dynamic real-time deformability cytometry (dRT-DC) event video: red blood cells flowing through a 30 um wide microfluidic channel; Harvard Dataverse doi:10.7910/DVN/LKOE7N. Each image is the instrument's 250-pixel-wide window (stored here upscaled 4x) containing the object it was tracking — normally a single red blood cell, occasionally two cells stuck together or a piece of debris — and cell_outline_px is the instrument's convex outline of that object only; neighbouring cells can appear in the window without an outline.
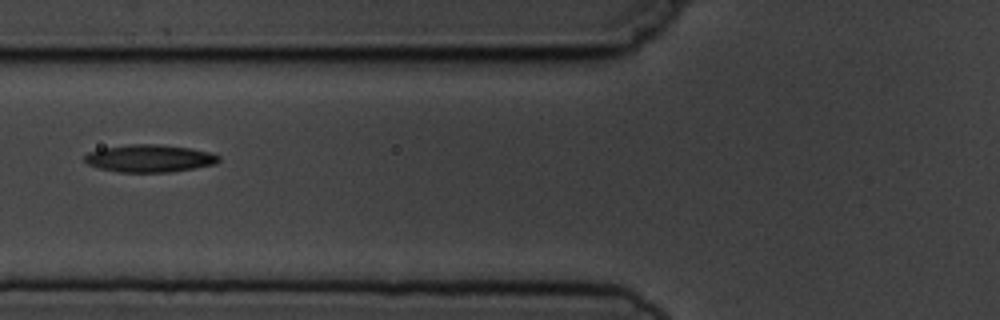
{"species": "common noctule bat (a hibernating species)", "species_latin": "Nyctalus noctula", "temperature_condition": "cold", "stored_images_in_passage": 9, "camera_frame_rate_fps": 3000, "um_per_image_px": 0.085, "animal": {"sex": "male", "body_mass_g": 19.5, "forearm_length_mm": 54.6}, "frame": {"image": 1, "passage_image": 6, "time_ms": 6.0, "image_size_px": [1000, 320], "cell_outline_px": [[220, 160], [216, 164], [168, 172], [120, 172], [96, 168], [88, 164], [84, 160], [84, 156], [88, 152], [104, 148], [132, 144], [160, 144], [192, 148], [212, 152], [220, 156]], "centroid_in_image_um": [12.72, 13.46], "position_along_channel_um": 113.1, "area_um2": 21.56}}
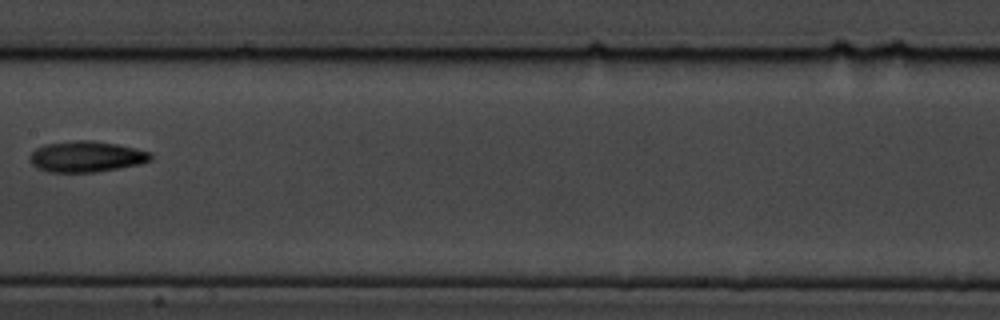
{"frame": {"image": 2, "passage_image": 8, "time_ms": 8.333, "image_size_px": [1000, 320], "cell_outline_px": [[152, 160], [140, 164], [96, 172], [48, 172], [36, 168], [28, 160], [28, 156], [36, 148], [44, 144], [72, 140], [92, 140], [116, 144], [136, 148], [148, 152], [152, 156]], "centroid_in_image_um": [7.29, 13.31], "position_along_channel_um": 200.1, "area_um2": 21.96}}
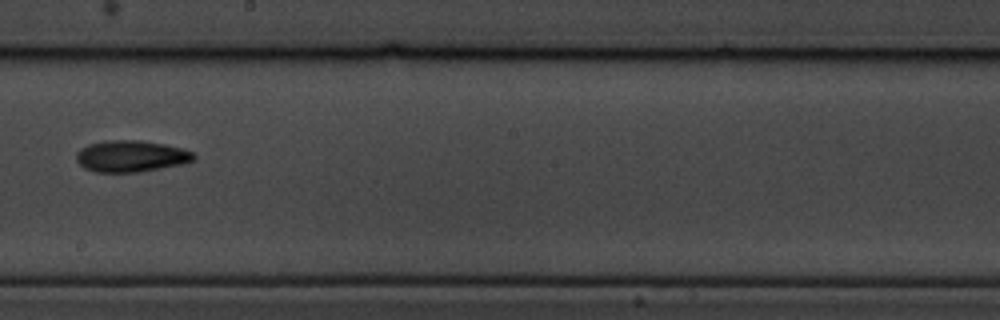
{"frame": {"image": 3, "passage_image": 9, "time_ms": 9.333, "image_size_px": [1000, 320], "cell_outline_px": [[196, 160], [184, 164], [136, 172], [96, 172], [84, 168], [76, 160], [76, 152], [80, 148], [88, 144], [112, 140], [140, 140], [164, 144], [184, 148], [192, 152], [196, 156]], "centroid_in_image_um": [11.16, 13.27], "position_along_channel_um": 237.0, "area_um2": 21.68}}